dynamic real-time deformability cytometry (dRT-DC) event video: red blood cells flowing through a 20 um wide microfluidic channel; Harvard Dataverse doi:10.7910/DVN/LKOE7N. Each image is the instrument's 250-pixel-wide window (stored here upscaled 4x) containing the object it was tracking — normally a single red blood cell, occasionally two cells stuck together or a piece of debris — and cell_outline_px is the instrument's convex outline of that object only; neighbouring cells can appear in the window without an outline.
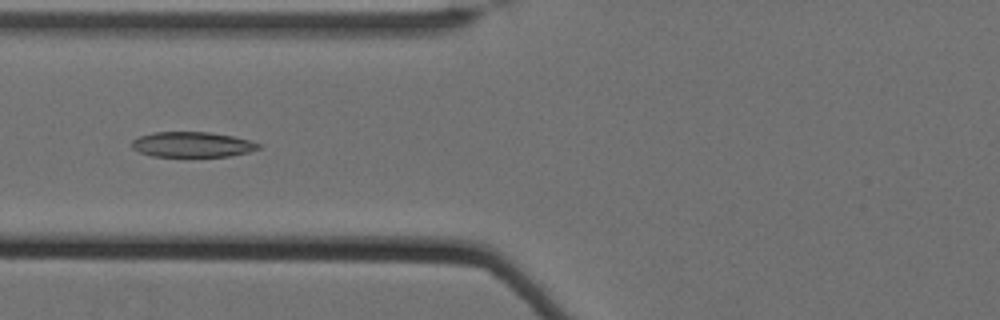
{"species": "Egyptian fruit bat (a non-hibernating species)", "species_latin": "Rousettus aegyptiacus", "temperature_condition": "cold", "stored_images_in_passage": 29, "camera_frame_rate_fps": 3000, "um_per_image_px": 0.085, "animal": {"sex": "female"}, "frame": {"image": 1, "passage_image": 8, "time_ms": 2.333, "image_size_px": [1000, 320], "cell_outline_px": [[260, 148], [248, 152], [228, 156], [152, 156], [140, 152], [132, 148], [132, 140], [140, 136], [156, 132], [212, 132], [232, 136], [248, 140], [260, 144]], "centroid_in_image_um": [16.33, 12.28], "position_along_channel_um": 109.5, "area_um2": 18.44}}
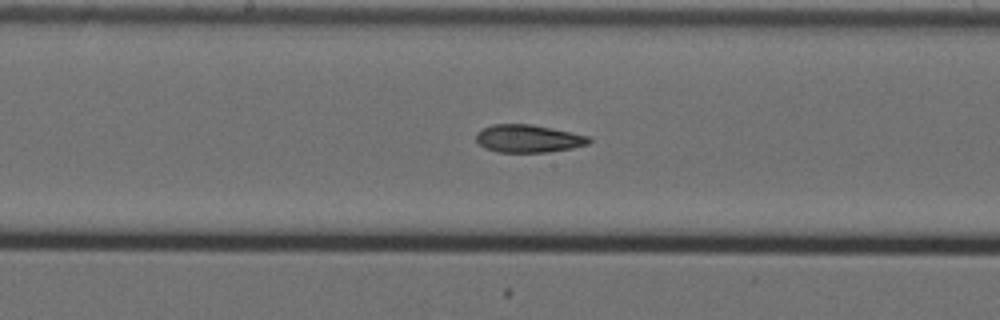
{"frame": {"image": 2, "passage_image": 16, "time_ms": 5.0, "image_size_px": [1000, 320], "cell_outline_px": [[592, 140], [588, 144], [572, 148], [548, 152], [496, 152], [484, 148], [476, 140], [476, 132], [492, 124], [532, 124], [552, 128], [588, 136]], "centroid_in_image_um": [44.88, 11.78], "position_along_channel_um": 203.3, "area_um2": 18.26}}
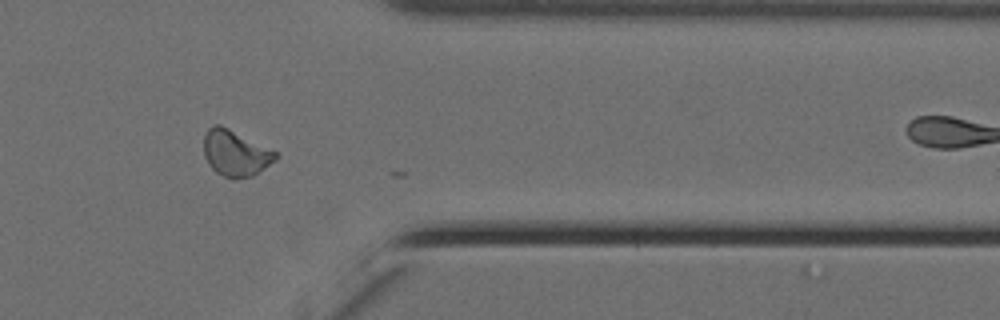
{"frame": {"image": 3, "passage_image": 27, "time_ms": 8.667, "image_size_px": [1000, 320], "cell_outline_px": [[276, 160], [252, 176], [236, 180], [232, 180], [216, 172], [208, 164], [204, 156], [204, 132], [212, 124], [220, 124], [276, 152]], "centroid_in_image_um": [19.96, 13.03], "position_along_channel_um": 391.4, "area_um2": 19.19}, "authors_computed_cell_mechanics": {"area_um2": 18.496, "velocity_mm_per_s": 3.4776, "shape_relaxation_time_tau1_ms": null, "shape_relaxation_time_tau2_ms": 8.4409, "deformation_change_tau1": null, "deformation_change_tau2": 0.175}}